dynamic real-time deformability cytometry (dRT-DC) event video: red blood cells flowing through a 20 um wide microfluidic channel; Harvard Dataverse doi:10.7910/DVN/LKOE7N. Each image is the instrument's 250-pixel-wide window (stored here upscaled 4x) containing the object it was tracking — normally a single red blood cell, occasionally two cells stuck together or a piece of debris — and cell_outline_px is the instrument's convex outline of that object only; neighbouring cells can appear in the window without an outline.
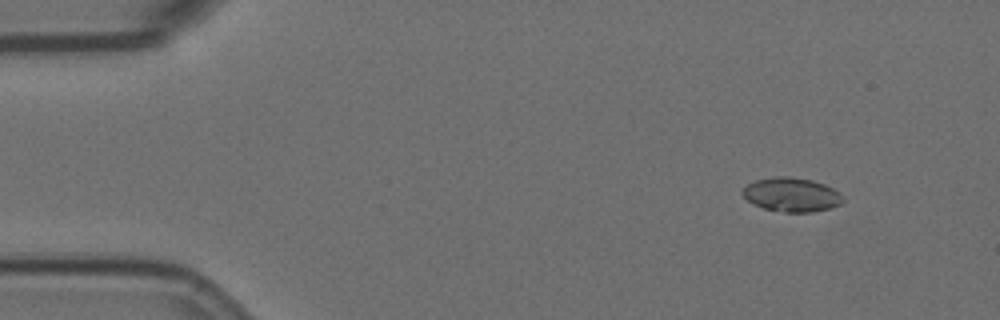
{"species": "Egyptian fruit bat (a non-hibernating species)", "species_latin": "Rousettus aegyptiacus", "temperature_condition": "room temperature", "stored_images_in_passage": 4, "camera_frame_rate_fps": 3000, "um_per_image_px": 0.085, "animal": {"sex": "female"}, "frame": {"image": 1, "passage_image": 2, "time_ms": 1.333, "image_size_px": [1000, 320], "cell_outline_px": [[844, 200], [840, 204], [832, 208], [812, 212], [784, 212], [764, 208], [752, 204], [740, 192], [748, 184], [756, 180], [776, 176], [788, 176], [812, 180], [824, 184], [840, 192]], "centroid_in_image_um": [67.29, 16.55], "position_along_channel_um": 17.7, "area_um2": 19.94}}
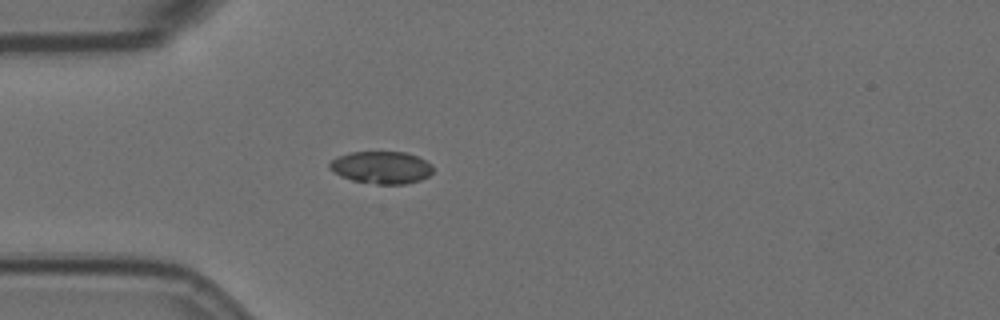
{"frame": {"image": 2, "passage_image": 4, "time_ms": 4.667, "image_size_px": [1000, 320], "cell_outline_px": [[432, 172], [428, 176], [420, 180], [404, 184], [376, 184], [352, 180], [340, 176], [328, 168], [328, 164], [336, 156], [352, 152], [404, 152], [416, 156], [432, 164]], "centroid_in_image_um": [32.39, 14.23], "position_along_channel_um": 52.6, "area_um2": 19.48}}